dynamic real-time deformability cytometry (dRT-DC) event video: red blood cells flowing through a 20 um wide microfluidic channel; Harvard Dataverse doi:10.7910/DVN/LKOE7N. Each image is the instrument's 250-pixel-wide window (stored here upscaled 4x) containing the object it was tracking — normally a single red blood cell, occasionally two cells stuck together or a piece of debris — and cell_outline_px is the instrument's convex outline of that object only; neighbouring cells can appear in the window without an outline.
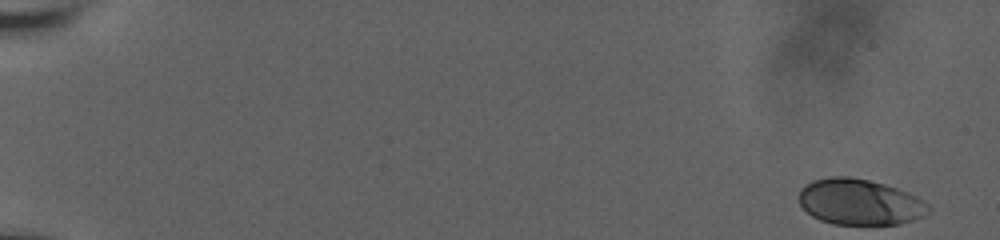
{"species": "human", "species_latin": "Homo sapiens", "temperature_condition": "room temperature", "stored_images_in_passage": 45, "camera_frame_rate_fps": 3000, "um_per_image_px": 0.085, "donor": {"sex": "male"}, "frame": {"image": 1, "passage_image": 1, "time_ms": 0.0, "image_size_px": [1000, 240], "cell_outline_px": [[932, 212], [924, 216], [900, 224], [832, 224], [820, 220], [812, 216], [800, 204], [800, 188], [804, 184], [812, 180], [832, 176], [848, 176], [868, 180], [884, 184], [908, 192], [916, 196], [928, 204], [932, 208]], "centroid_in_image_um": [73.09, 17.17], "position_along_channel_um": 11.9, "area_um2": 34.8}}
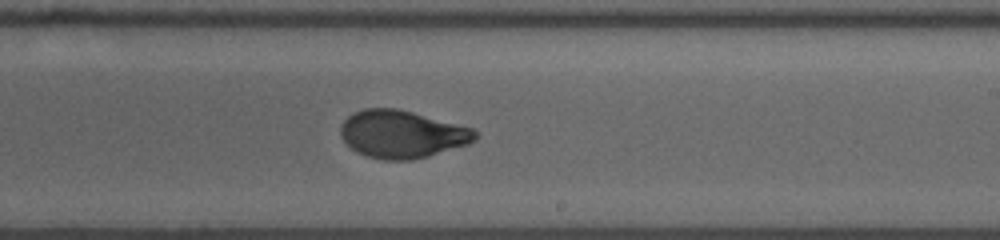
{"frame": {"image": 2, "passage_image": 24, "time_ms": 7.667, "image_size_px": [1000, 240], "cell_outline_px": [[476, 140], [468, 144], [428, 156], [412, 160], [380, 160], [356, 152], [340, 136], [340, 124], [352, 112], [364, 108], [396, 108], [412, 112], [472, 128], [476, 132]], "centroid_in_image_um": [34.13, 11.4], "position_along_channel_um": 254.9, "area_um2": 37.28}}
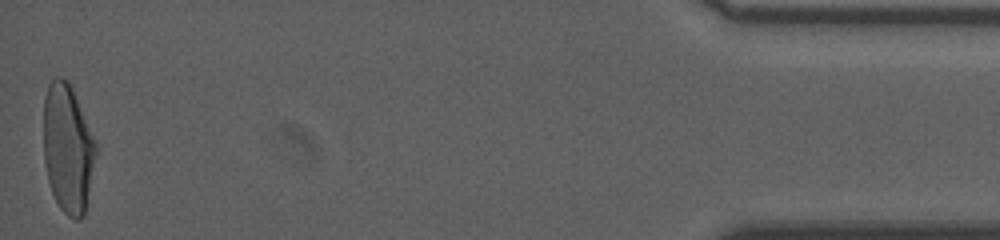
{"frame": {"image": 3, "passage_image": 45, "time_ms": 14.667, "image_size_px": [1000, 240], "cell_outline_px": [[96, 156], [84, 216], [80, 220], [76, 220], [68, 216], [60, 208], [52, 192], [48, 180], [44, 160], [44, 100], [48, 84], [56, 76], [60, 76], [68, 80], [72, 88], [96, 144]], "centroid_in_image_um": [5.75, 12.63], "position_along_channel_um": 429.4, "area_um2": 38.96}, "authors_computed_cell_mechanics": {"area_um2": 37.4544, "velocity_mm_per_s": 3.6685, "shape_relaxation_time_tau1_ms": 2.5022, "shape_relaxation_time_tau2_ms": 0.5697, "deformation_change_tau1": 0.1455, "deformation_change_tau2": 0.0411}}